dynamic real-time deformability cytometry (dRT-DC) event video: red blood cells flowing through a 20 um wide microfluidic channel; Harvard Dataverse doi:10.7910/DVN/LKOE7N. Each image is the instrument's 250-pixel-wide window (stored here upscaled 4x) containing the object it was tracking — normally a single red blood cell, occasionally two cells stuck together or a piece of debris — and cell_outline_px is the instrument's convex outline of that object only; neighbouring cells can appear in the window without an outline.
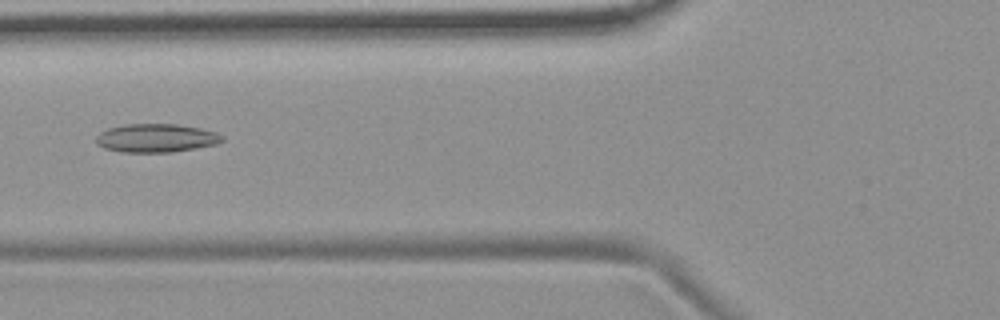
{"species": "common noctule bat (a hibernating species)", "species_latin": "Nyctalus noctula", "temperature_condition": "room temperature", "stored_images_in_passage": 6, "camera_frame_rate_fps": 3000, "um_per_image_px": 0.085, "animal": {"sex": "female", "body_mass_g": 19.9}, "frame": {"image": 1, "passage_image": 3, "time_ms": 2.667, "image_size_px": [1000, 320], "cell_outline_px": [[224, 140], [216, 144], [196, 148], [172, 152], [124, 152], [104, 148], [96, 144], [96, 136], [100, 132], [108, 128], [124, 124], [176, 124], [200, 128], [216, 132], [224, 136]], "centroid_in_image_um": [13.27, 11.73], "position_along_channel_um": 112.5, "area_um2": 20.98}}
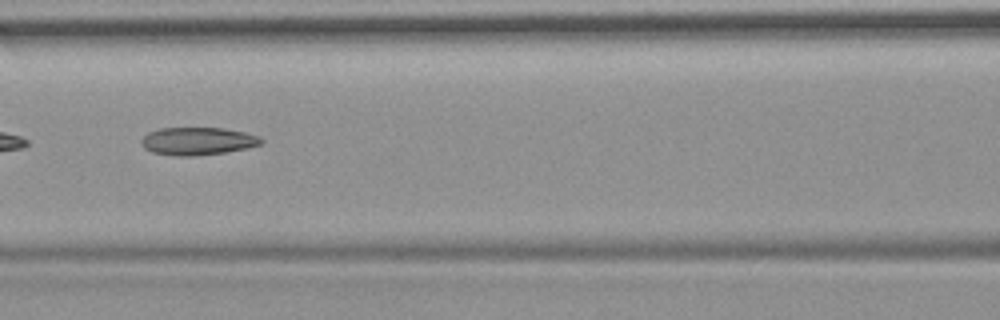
{"frame": {"image": 2, "passage_image": 4, "time_ms": 3.667, "image_size_px": [1000, 320], "cell_outline_px": [[264, 140], [260, 144], [244, 148], [224, 152], [192, 156], [176, 156], [152, 152], [144, 148], [140, 144], [140, 140], [148, 132], [160, 128], [224, 128], [244, 132], [260, 136]], "centroid_in_image_um": [16.76, 11.99], "position_along_channel_um": 149.8, "area_um2": 19.31}}
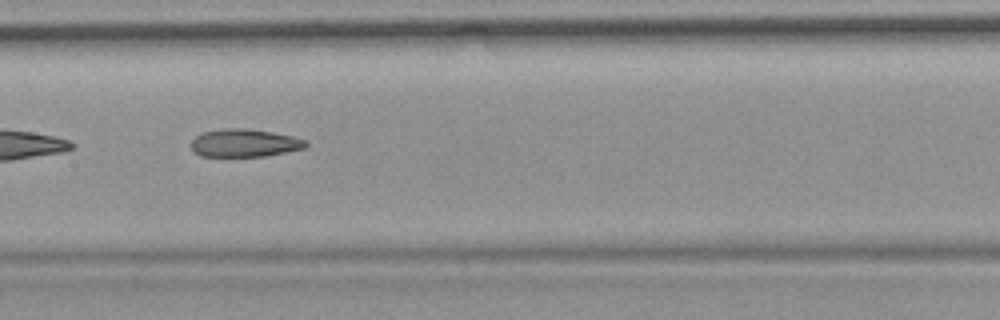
{"frame": {"image": 3, "passage_image": 5, "time_ms": 4.667, "image_size_px": [1000, 320], "cell_outline_px": [[308, 144], [304, 148], [264, 156], [200, 156], [192, 152], [188, 144], [200, 132], [224, 128], [244, 128], [272, 132], [292, 136], [308, 140]], "centroid_in_image_um": [20.71, 12.15], "position_along_channel_um": 186.7, "area_um2": 18.84}}